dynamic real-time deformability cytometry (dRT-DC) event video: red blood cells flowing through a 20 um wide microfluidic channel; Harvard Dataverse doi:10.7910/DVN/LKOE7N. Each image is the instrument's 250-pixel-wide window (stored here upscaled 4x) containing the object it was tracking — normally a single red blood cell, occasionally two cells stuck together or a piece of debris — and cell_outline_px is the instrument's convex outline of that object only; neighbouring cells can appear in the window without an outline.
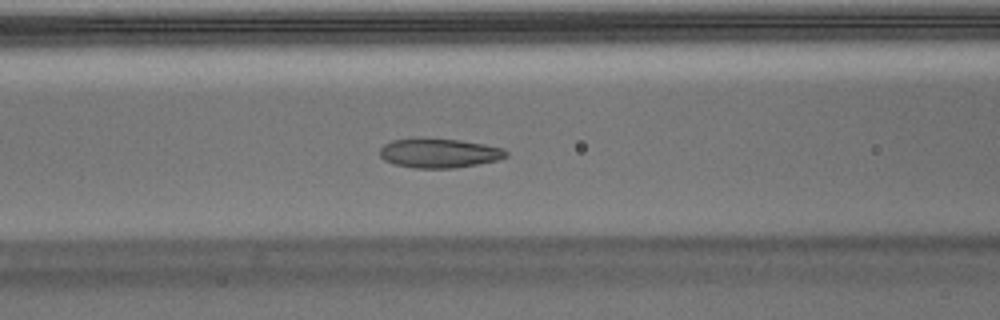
{"species": "Egyptian fruit bat (a non-hibernating species)", "species_latin": "Rousettus aegyptiacus", "temperature_condition": "warm", "stored_images_in_passage": 54, "camera_frame_rate_fps": 3000, "um_per_image_px": 0.085, "animal": {"sex": "male"}, "frame": {"image": 1, "passage_image": 22, "time_ms": 7.0, "image_size_px": [1000, 320], "cell_outline_px": [[508, 156], [496, 160], [456, 168], [412, 168], [396, 164], [384, 160], [380, 156], [380, 148], [384, 144], [392, 140], [460, 140], [484, 144], [504, 148], [508, 152]], "centroid_in_image_um": [37.36, 13.04], "position_along_channel_um": 129.2, "area_um2": 21.04}}
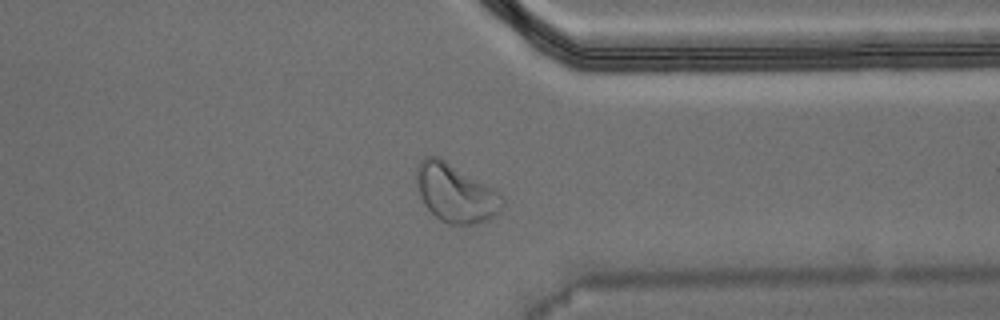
{"frame": {"image": 2, "passage_image": 42, "time_ms": 13.667, "image_size_px": [1000, 320], "cell_outline_px": [[504, 204], [496, 216], [476, 224], [448, 224], [440, 220], [424, 204], [420, 196], [416, 184], [416, 172], [420, 160], [424, 156], [436, 156], [444, 160], [496, 188], [500, 192], [504, 200]], "centroid_in_image_um": [38.75, 16.41], "position_along_channel_um": 372.7, "area_um2": 29.3}}
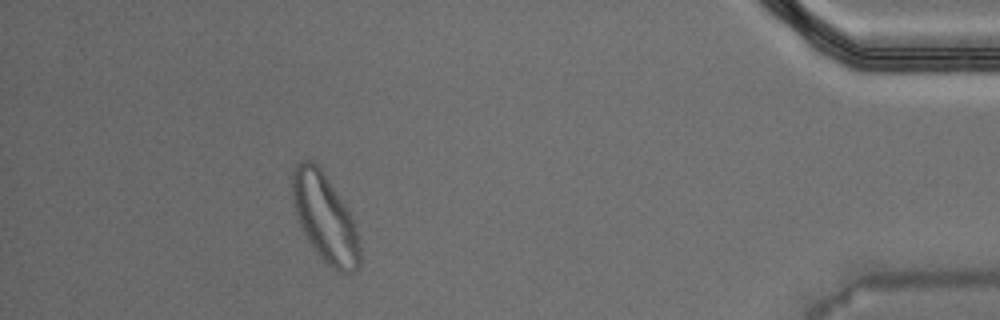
{"frame": {"image": 3, "passage_image": 49, "time_ms": 16.0, "image_size_px": [1000, 320], "cell_outline_px": [[360, 268], [352, 272], [340, 272], [332, 268], [316, 252], [308, 240], [300, 224], [296, 212], [292, 196], [292, 176], [296, 164], [300, 160], [312, 160], [320, 168], [344, 204], [356, 228], [360, 248]], "centroid_in_image_um": [27.62, 18.54], "position_along_channel_um": 407.6, "area_um2": 33.87}, "authors_computed_cell_mechanics": {"area_um2": 22.0507, "velocity_mm_per_s": 3.6957, "shape_relaxation_time_tau1_ms": 10.9601, "shape_relaxation_time_tau2_ms": 1.2394, "deformation_change_tau1": 0.2537, "deformation_change_tau2": 0.0643}}